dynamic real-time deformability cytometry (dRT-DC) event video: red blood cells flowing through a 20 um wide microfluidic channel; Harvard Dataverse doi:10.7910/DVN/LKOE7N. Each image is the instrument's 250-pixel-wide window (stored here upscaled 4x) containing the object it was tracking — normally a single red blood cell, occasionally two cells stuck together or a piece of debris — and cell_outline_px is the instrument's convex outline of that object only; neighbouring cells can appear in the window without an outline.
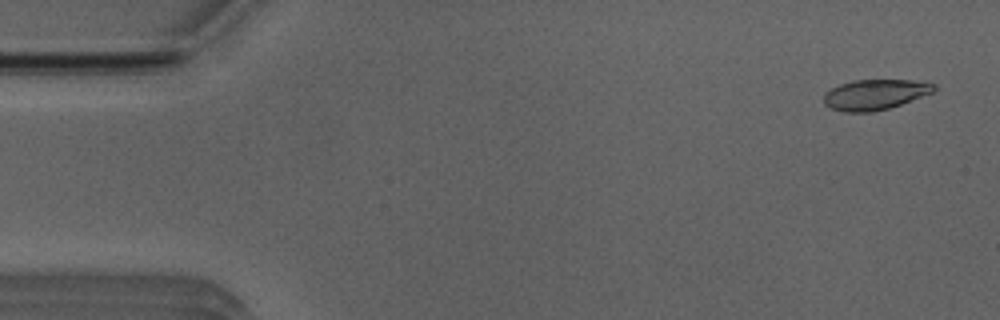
{"species": "Egyptian fruit bat (a non-hibernating species)", "species_latin": "Rousettus aegyptiacus", "temperature_condition": "room temperature", "stored_images_in_passage": 51, "camera_frame_rate_fps": 3000, "um_per_image_px": 0.085, "animal": {"sex": "male"}, "frame": {"image": 1, "passage_image": 2, "time_ms": 0.333, "image_size_px": [1000, 320], "cell_outline_px": [[936, 88], [932, 92], [900, 104], [888, 108], [872, 112], [844, 112], [832, 108], [824, 104], [824, 92], [840, 84], [852, 80], [912, 80], [936, 84]], "centroid_in_image_um": [74.34, 8.03], "position_along_channel_um": 10.7, "area_um2": 19.31}}
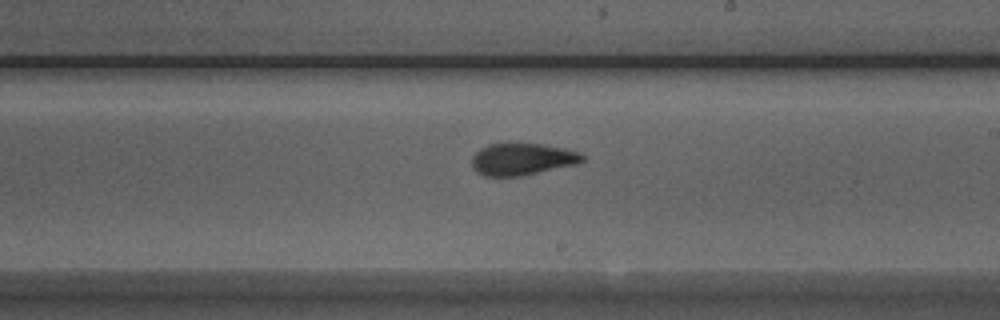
{"frame": {"image": 2, "passage_image": 29, "time_ms": 9.333, "image_size_px": [1000, 320], "cell_outline_px": [[584, 160], [576, 164], [520, 176], [484, 176], [476, 172], [472, 168], [472, 156], [480, 148], [488, 144], [504, 140], [508, 140], [544, 144], [564, 148], [580, 152], [584, 156]], "centroid_in_image_um": [44.33, 13.47], "position_along_channel_um": 244.7, "area_um2": 21.39}}
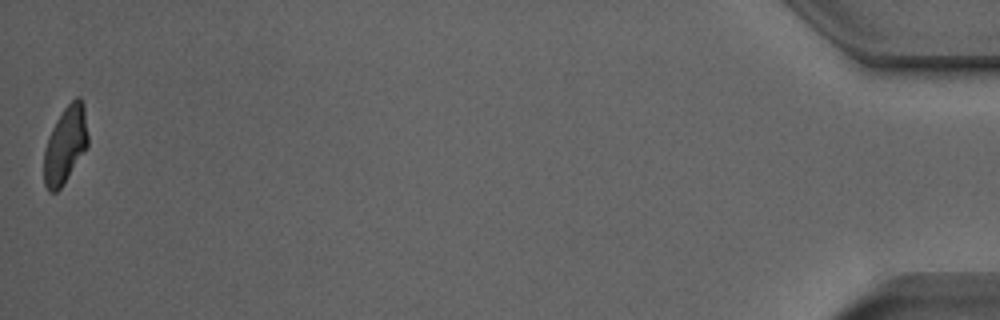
{"frame": {"image": 3, "passage_image": 51, "time_ms": 16.667, "image_size_px": [1000, 320], "cell_outline_px": [[88, 144], [60, 188], [56, 192], [48, 192], [44, 184], [44, 152], [48, 136], [56, 120], [64, 108], [76, 96], [80, 96], [84, 104], [88, 136]], "centroid_in_image_um": [5.54, 12.27], "position_along_channel_um": 429.7, "area_um2": 19.48}, "authors_computed_cell_mechanics": {"area_um2": 20.519, "velocity_mm_per_s": 3.9401, "shape_relaxation_time_tau1_ms": 3.1994, "shape_relaxation_time_tau2_ms": 1.3004, "deformation_change_tau1": 0.1658, "deformation_change_tau2": 0.0674}}